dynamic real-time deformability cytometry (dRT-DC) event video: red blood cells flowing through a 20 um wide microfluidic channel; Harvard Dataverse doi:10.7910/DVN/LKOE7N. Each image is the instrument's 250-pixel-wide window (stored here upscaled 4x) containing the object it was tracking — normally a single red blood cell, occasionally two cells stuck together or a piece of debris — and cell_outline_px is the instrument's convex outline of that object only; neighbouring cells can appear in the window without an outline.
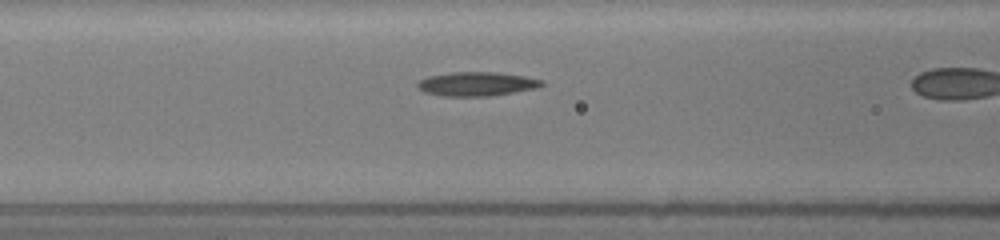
{"species": "common noctule bat (a hibernating species)", "species_latin": "Nyctalus noctula", "temperature_condition": "room temperature", "stored_images_in_passage": 12, "camera_frame_rate_fps": 3000, "um_per_image_px": 0.085, "animal": {"sex": "female", "body_mass_g": 19.5, "forearm_length_mm": 54.1}, "frame": {"image": 1, "passage_image": 7, "time_ms": 2.0, "image_size_px": [1000, 240], "cell_outline_px": [[544, 84], [536, 88], [488, 96], [440, 96], [424, 92], [416, 84], [420, 80], [428, 76], [448, 72], [496, 72], [524, 76], [544, 80]], "centroid_in_image_um": [40.5, 7.13], "position_along_channel_um": 126.1, "area_um2": 17.34}}
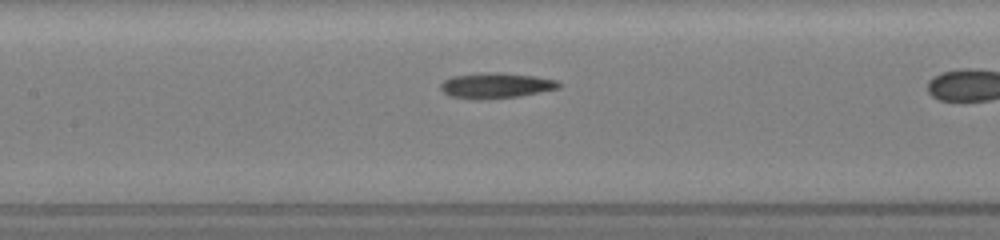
{"frame": {"image": 2, "passage_image": 10, "time_ms": 3.0, "image_size_px": [1000, 240], "cell_outline_px": [[564, 84], [560, 88], [520, 96], [476, 100], [452, 96], [444, 92], [440, 88], [440, 84], [444, 80], [452, 76], [480, 72], [504, 72], [536, 76], [556, 80]], "centroid_in_image_um": [42.18, 7.25], "position_along_channel_um": 165.2, "area_um2": 17.8}}